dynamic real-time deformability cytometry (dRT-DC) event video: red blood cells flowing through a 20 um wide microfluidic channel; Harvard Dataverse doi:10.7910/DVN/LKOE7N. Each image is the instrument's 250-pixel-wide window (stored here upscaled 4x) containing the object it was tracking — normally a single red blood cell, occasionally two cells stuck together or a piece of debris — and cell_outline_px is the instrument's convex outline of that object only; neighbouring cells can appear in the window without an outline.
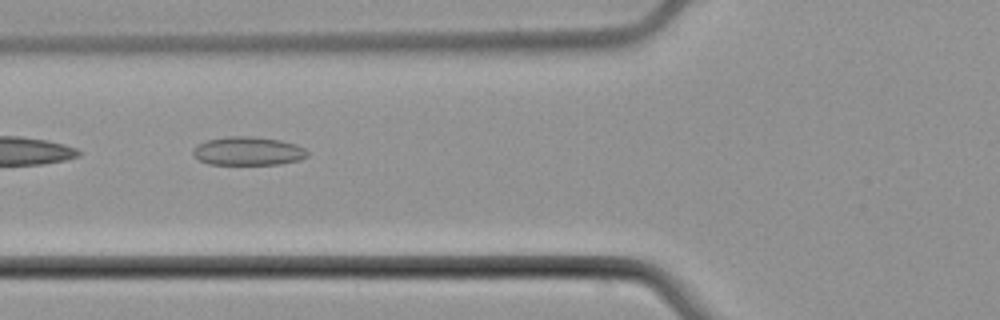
{"species": "common noctule bat (a hibernating species)", "species_latin": "Nyctalus noctula", "temperature_condition": "cold", "stored_images_in_passage": 6, "camera_frame_rate_fps": 3000, "um_per_image_px": 0.085, "animal": {"sex": "male", "body_mass_g": 21.5, "forearm_length_mm": 52.0}, "frame": {"image": 1, "passage_image": 5, "time_ms": 5.667, "image_size_px": [1000, 320], "cell_outline_px": [[308, 156], [300, 160], [280, 164], [208, 164], [200, 160], [192, 152], [192, 148], [196, 144], [208, 140], [228, 136], [252, 136], [280, 140], [296, 144], [304, 148], [308, 152]], "centroid_in_image_um": [21.09, 12.84], "position_along_channel_um": 104.7, "area_um2": 19.07}}
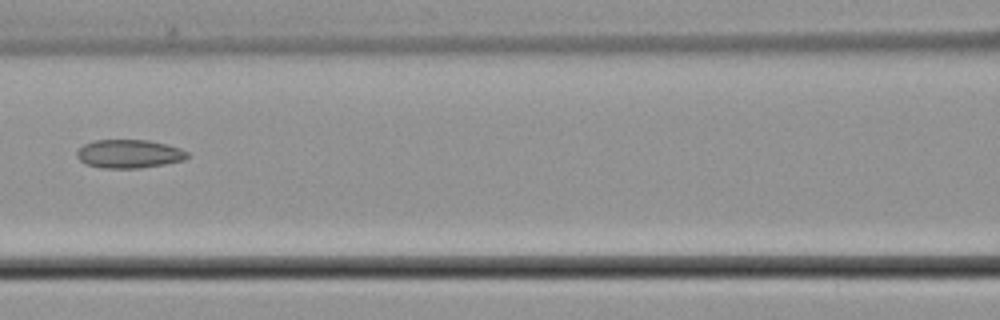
{"frame": {"image": 2, "passage_image": 6, "time_ms": 7.0, "image_size_px": [1000, 320], "cell_outline_px": [[188, 156], [184, 160], [164, 164], [140, 168], [104, 168], [88, 164], [80, 160], [76, 156], [76, 152], [84, 144], [96, 140], [148, 140], [180, 148], [188, 152]], "centroid_in_image_um": [10.97, 13.07], "position_along_channel_um": 155.6, "area_um2": 18.15}}